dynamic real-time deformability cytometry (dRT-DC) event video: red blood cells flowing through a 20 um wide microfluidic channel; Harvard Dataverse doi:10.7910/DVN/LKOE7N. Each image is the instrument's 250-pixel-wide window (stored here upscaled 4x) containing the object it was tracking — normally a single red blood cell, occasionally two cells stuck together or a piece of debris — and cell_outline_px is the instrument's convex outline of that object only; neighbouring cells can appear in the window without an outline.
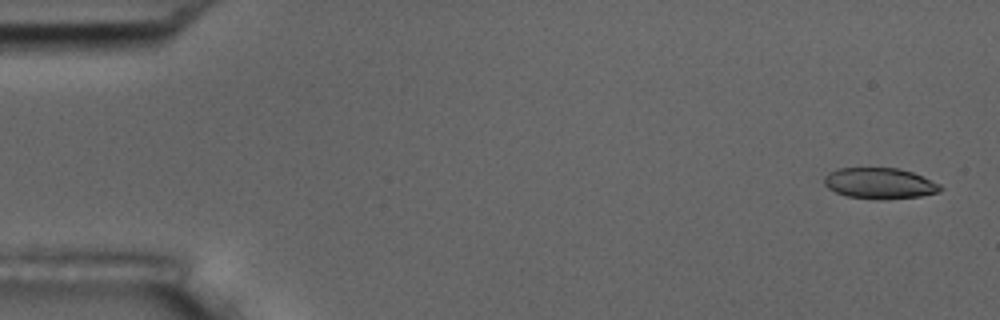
{"species": "common noctule bat (a hibernating species)", "species_latin": "Nyctalus noctula", "temperature_condition": "room temperature", "stored_images_in_passage": 5, "camera_frame_rate_fps": 3000, "um_per_image_px": 0.085, "animal": {"sex": "male", "body_mass_g": 17.5, "forearm_length_mm": 52.3}, "frame": {"image": 1, "passage_image": 1, "time_ms": 0.0, "image_size_px": [1000, 320], "cell_outline_px": [[944, 188], [940, 192], [920, 196], [884, 200], [848, 196], [836, 192], [828, 188], [824, 184], [824, 176], [828, 172], [836, 168], [900, 168], [912, 172], [940, 184]], "centroid_in_image_um": [74.77, 15.58], "position_along_channel_um": 10.2, "area_um2": 21.04}}
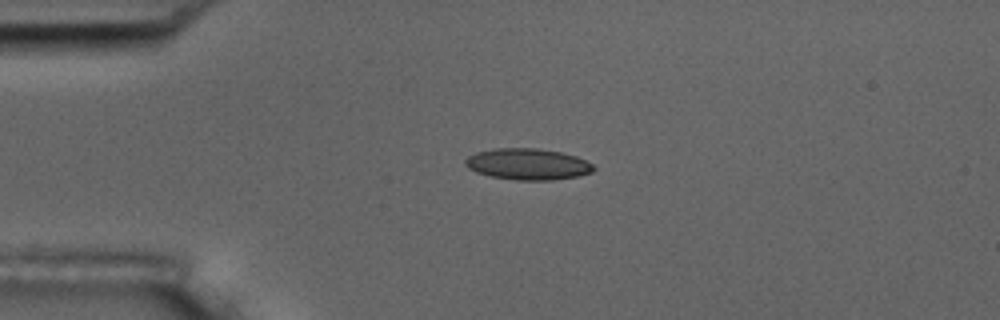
{"frame": {"image": 2, "passage_image": 4, "time_ms": 3.667, "image_size_px": [1000, 320], "cell_outline_px": [[596, 168], [592, 172], [576, 176], [552, 180], [516, 180], [492, 176], [476, 172], [468, 168], [464, 164], [464, 160], [468, 156], [476, 152], [492, 148], [536, 148], [560, 152], [576, 156], [592, 164]], "centroid_in_image_um": [44.83, 13.94], "position_along_channel_um": 40.2, "area_um2": 23.35}}